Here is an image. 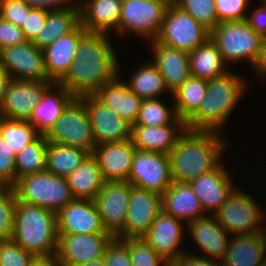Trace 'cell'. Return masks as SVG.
<instances>
[{
	"instance_id": "obj_47",
	"label": "cell",
	"mask_w": 266,
	"mask_h": 266,
	"mask_svg": "<svg viewBox=\"0 0 266 266\" xmlns=\"http://www.w3.org/2000/svg\"><path fill=\"white\" fill-rule=\"evenodd\" d=\"M49 9L33 7L26 16L21 29L27 41H33L45 25Z\"/></svg>"
},
{
	"instance_id": "obj_34",
	"label": "cell",
	"mask_w": 266,
	"mask_h": 266,
	"mask_svg": "<svg viewBox=\"0 0 266 266\" xmlns=\"http://www.w3.org/2000/svg\"><path fill=\"white\" fill-rule=\"evenodd\" d=\"M91 153L83 148L48 142L46 170L61 178L72 173Z\"/></svg>"
},
{
	"instance_id": "obj_8",
	"label": "cell",
	"mask_w": 266,
	"mask_h": 266,
	"mask_svg": "<svg viewBox=\"0 0 266 266\" xmlns=\"http://www.w3.org/2000/svg\"><path fill=\"white\" fill-rule=\"evenodd\" d=\"M210 38V31L190 14L169 4L156 40L166 46L191 52Z\"/></svg>"
},
{
	"instance_id": "obj_22",
	"label": "cell",
	"mask_w": 266,
	"mask_h": 266,
	"mask_svg": "<svg viewBox=\"0 0 266 266\" xmlns=\"http://www.w3.org/2000/svg\"><path fill=\"white\" fill-rule=\"evenodd\" d=\"M74 98L75 96L63 86L51 83L42 93L41 100L34 107L28 121L40 135H46Z\"/></svg>"
},
{
	"instance_id": "obj_23",
	"label": "cell",
	"mask_w": 266,
	"mask_h": 266,
	"mask_svg": "<svg viewBox=\"0 0 266 266\" xmlns=\"http://www.w3.org/2000/svg\"><path fill=\"white\" fill-rule=\"evenodd\" d=\"M151 43L155 56L153 63L161 73L166 88L172 93L191 76L189 54L161 44L157 40Z\"/></svg>"
},
{
	"instance_id": "obj_18",
	"label": "cell",
	"mask_w": 266,
	"mask_h": 266,
	"mask_svg": "<svg viewBox=\"0 0 266 266\" xmlns=\"http://www.w3.org/2000/svg\"><path fill=\"white\" fill-rule=\"evenodd\" d=\"M53 81L11 80L6 89L0 116L28 121L34 107L40 102L42 93Z\"/></svg>"
},
{
	"instance_id": "obj_21",
	"label": "cell",
	"mask_w": 266,
	"mask_h": 266,
	"mask_svg": "<svg viewBox=\"0 0 266 266\" xmlns=\"http://www.w3.org/2000/svg\"><path fill=\"white\" fill-rule=\"evenodd\" d=\"M189 183L201 202L205 213L211 211L215 214L236 189L232 184L230 173H227L222 164Z\"/></svg>"
},
{
	"instance_id": "obj_57",
	"label": "cell",
	"mask_w": 266,
	"mask_h": 266,
	"mask_svg": "<svg viewBox=\"0 0 266 266\" xmlns=\"http://www.w3.org/2000/svg\"><path fill=\"white\" fill-rule=\"evenodd\" d=\"M164 1H166L169 4H174V2H175V0H164Z\"/></svg>"
},
{
	"instance_id": "obj_26",
	"label": "cell",
	"mask_w": 266,
	"mask_h": 266,
	"mask_svg": "<svg viewBox=\"0 0 266 266\" xmlns=\"http://www.w3.org/2000/svg\"><path fill=\"white\" fill-rule=\"evenodd\" d=\"M118 77L119 74L105 83L94 96L132 127L138 117L142 99L131 92L128 85Z\"/></svg>"
},
{
	"instance_id": "obj_49",
	"label": "cell",
	"mask_w": 266,
	"mask_h": 266,
	"mask_svg": "<svg viewBox=\"0 0 266 266\" xmlns=\"http://www.w3.org/2000/svg\"><path fill=\"white\" fill-rule=\"evenodd\" d=\"M26 41L27 39L19 26L0 18V50Z\"/></svg>"
},
{
	"instance_id": "obj_30",
	"label": "cell",
	"mask_w": 266,
	"mask_h": 266,
	"mask_svg": "<svg viewBox=\"0 0 266 266\" xmlns=\"http://www.w3.org/2000/svg\"><path fill=\"white\" fill-rule=\"evenodd\" d=\"M186 129V125H133L131 140L136 149L169 154Z\"/></svg>"
},
{
	"instance_id": "obj_29",
	"label": "cell",
	"mask_w": 266,
	"mask_h": 266,
	"mask_svg": "<svg viewBox=\"0 0 266 266\" xmlns=\"http://www.w3.org/2000/svg\"><path fill=\"white\" fill-rule=\"evenodd\" d=\"M196 245L203 250L209 259L220 261L229 244V234L218 223L214 215L204 216L187 223ZM220 259V260H219Z\"/></svg>"
},
{
	"instance_id": "obj_60",
	"label": "cell",
	"mask_w": 266,
	"mask_h": 266,
	"mask_svg": "<svg viewBox=\"0 0 266 266\" xmlns=\"http://www.w3.org/2000/svg\"><path fill=\"white\" fill-rule=\"evenodd\" d=\"M262 2H263V4H265L266 5V0H261Z\"/></svg>"
},
{
	"instance_id": "obj_9",
	"label": "cell",
	"mask_w": 266,
	"mask_h": 266,
	"mask_svg": "<svg viewBox=\"0 0 266 266\" xmlns=\"http://www.w3.org/2000/svg\"><path fill=\"white\" fill-rule=\"evenodd\" d=\"M168 5L164 0H122L119 34L132 31L140 37L156 40Z\"/></svg>"
},
{
	"instance_id": "obj_6",
	"label": "cell",
	"mask_w": 266,
	"mask_h": 266,
	"mask_svg": "<svg viewBox=\"0 0 266 266\" xmlns=\"http://www.w3.org/2000/svg\"><path fill=\"white\" fill-rule=\"evenodd\" d=\"M210 38L216 44L224 62L247 60L255 68L260 57L262 37L256 34L246 20L220 22Z\"/></svg>"
},
{
	"instance_id": "obj_7",
	"label": "cell",
	"mask_w": 266,
	"mask_h": 266,
	"mask_svg": "<svg viewBox=\"0 0 266 266\" xmlns=\"http://www.w3.org/2000/svg\"><path fill=\"white\" fill-rule=\"evenodd\" d=\"M45 136L48 142L83 148L91 154L96 148L88 112L79 97L68 104Z\"/></svg>"
},
{
	"instance_id": "obj_40",
	"label": "cell",
	"mask_w": 266,
	"mask_h": 266,
	"mask_svg": "<svg viewBox=\"0 0 266 266\" xmlns=\"http://www.w3.org/2000/svg\"><path fill=\"white\" fill-rule=\"evenodd\" d=\"M214 3V0H175L174 5L190 14L209 31H212L220 23Z\"/></svg>"
},
{
	"instance_id": "obj_53",
	"label": "cell",
	"mask_w": 266,
	"mask_h": 266,
	"mask_svg": "<svg viewBox=\"0 0 266 266\" xmlns=\"http://www.w3.org/2000/svg\"><path fill=\"white\" fill-rule=\"evenodd\" d=\"M254 69L258 75H266V37L262 38L260 57Z\"/></svg>"
},
{
	"instance_id": "obj_41",
	"label": "cell",
	"mask_w": 266,
	"mask_h": 266,
	"mask_svg": "<svg viewBox=\"0 0 266 266\" xmlns=\"http://www.w3.org/2000/svg\"><path fill=\"white\" fill-rule=\"evenodd\" d=\"M129 249L131 266H170L161 256H159L143 238H123L120 239Z\"/></svg>"
},
{
	"instance_id": "obj_32",
	"label": "cell",
	"mask_w": 266,
	"mask_h": 266,
	"mask_svg": "<svg viewBox=\"0 0 266 266\" xmlns=\"http://www.w3.org/2000/svg\"><path fill=\"white\" fill-rule=\"evenodd\" d=\"M66 180L74 199L94 200L105 183L97 159L92 154Z\"/></svg>"
},
{
	"instance_id": "obj_24",
	"label": "cell",
	"mask_w": 266,
	"mask_h": 266,
	"mask_svg": "<svg viewBox=\"0 0 266 266\" xmlns=\"http://www.w3.org/2000/svg\"><path fill=\"white\" fill-rule=\"evenodd\" d=\"M88 31L80 24L71 33L62 36L44 49V61L48 77L57 83L76 58V49Z\"/></svg>"
},
{
	"instance_id": "obj_12",
	"label": "cell",
	"mask_w": 266,
	"mask_h": 266,
	"mask_svg": "<svg viewBox=\"0 0 266 266\" xmlns=\"http://www.w3.org/2000/svg\"><path fill=\"white\" fill-rule=\"evenodd\" d=\"M128 182L162 195L173 182L168 154L136 149Z\"/></svg>"
},
{
	"instance_id": "obj_37",
	"label": "cell",
	"mask_w": 266,
	"mask_h": 266,
	"mask_svg": "<svg viewBox=\"0 0 266 266\" xmlns=\"http://www.w3.org/2000/svg\"><path fill=\"white\" fill-rule=\"evenodd\" d=\"M129 81L126 83L129 90L142 100L158 98L159 94L168 90L161 73L153 62L143 65L142 68L135 71Z\"/></svg>"
},
{
	"instance_id": "obj_55",
	"label": "cell",
	"mask_w": 266,
	"mask_h": 266,
	"mask_svg": "<svg viewBox=\"0 0 266 266\" xmlns=\"http://www.w3.org/2000/svg\"><path fill=\"white\" fill-rule=\"evenodd\" d=\"M30 266H58V263L55 257L36 258Z\"/></svg>"
},
{
	"instance_id": "obj_38",
	"label": "cell",
	"mask_w": 266,
	"mask_h": 266,
	"mask_svg": "<svg viewBox=\"0 0 266 266\" xmlns=\"http://www.w3.org/2000/svg\"><path fill=\"white\" fill-rule=\"evenodd\" d=\"M40 134L29 121L13 120L0 116V136L16 156Z\"/></svg>"
},
{
	"instance_id": "obj_44",
	"label": "cell",
	"mask_w": 266,
	"mask_h": 266,
	"mask_svg": "<svg viewBox=\"0 0 266 266\" xmlns=\"http://www.w3.org/2000/svg\"><path fill=\"white\" fill-rule=\"evenodd\" d=\"M215 10L219 22L246 20L245 8L248 0H214Z\"/></svg>"
},
{
	"instance_id": "obj_25",
	"label": "cell",
	"mask_w": 266,
	"mask_h": 266,
	"mask_svg": "<svg viewBox=\"0 0 266 266\" xmlns=\"http://www.w3.org/2000/svg\"><path fill=\"white\" fill-rule=\"evenodd\" d=\"M265 253L266 231L235 235L230 239L220 263L222 266H260L266 259Z\"/></svg>"
},
{
	"instance_id": "obj_4",
	"label": "cell",
	"mask_w": 266,
	"mask_h": 266,
	"mask_svg": "<svg viewBox=\"0 0 266 266\" xmlns=\"http://www.w3.org/2000/svg\"><path fill=\"white\" fill-rule=\"evenodd\" d=\"M229 71L207 81L206 94L198 109L185 121L189 130L220 131L246 91L242 78Z\"/></svg>"
},
{
	"instance_id": "obj_20",
	"label": "cell",
	"mask_w": 266,
	"mask_h": 266,
	"mask_svg": "<svg viewBox=\"0 0 266 266\" xmlns=\"http://www.w3.org/2000/svg\"><path fill=\"white\" fill-rule=\"evenodd\" d=\"M135 151L132 140L128 139L98 144L92 155L105 181H128Z\"/></svg>"
},
{
	"instance_id": "obj_54",
	"label": "cell",
	"mask_w": 266,
	"mask_h": 266,
	"mask_svg": "<svg viewBox=\"0 0 266 266\" xmlns=\"http://www.w3.org/2000/svg\"><path fill=\"white\" fill-rule=\"evenodd\" d=\"M10 75L6 72V70L0 65V107L3 104V100L5 97L6 89L8 83L11 81Z\"/></svg>"
},
{
	"instance_id": "obj_50",
	"label": "cell",
	"mask_w": 266,
	"mask_h": 266,
	"mask_svg": "<svg viewBox=\"0 0 266 266\" xmlns=\"http://www.w3.org/2000/svg\"><path fill=\"white\" fill-rule=\"evenodd\" d=\"M251 14L252 16L246 17V21L251 26L252 30L260 35L262 38L266 37V5L262 4Z\"/></svg>"
},
{
	"instance_id": "obj_58",
	"label": "cell",
	"mask_w": 266,
	"mask_h": 266,
	"mask_svg": "<svg viewBox=\"0 0 266 266\" xmlns=\"http://www.w3.org/2000/svg\"><path fill=\"white\" fill-rule=\"evenodd\" d=\"M260 266H266V259L262 262Z\"/></svg>"
},
{
	"instance_id": "obj_56",
	"label": "cell",
	"mask_w": 266,
	"mask_h": 266,
	"mask_svg": "<svg viewBox=\"0 0 266 266\" xmlns=\"http://www.w3.org/2000/svg\"><path fill=\"white\" fill-rule=\"evenodd\" d=\"M77 266H105V261H104V257L97 259V260H93L90 262H86Z\"/></svg>"
},
{
	"instance_id": "obj_31",
	"label": "cell",
	"mask_w": 266,
	"mask_h": 266,
	"mask_svg": "<svg viewBox=\"0 0 266 266\" xmlns=\"http://www.w3.org/2000/svg\"><path fill=\"white\" fill-rule=\"evenodd\" d=\"M80 24L79 3L76 6L49 10L43 29L32 43L44 49L58 38L74 31Z\"/></svg>"
},
{
	"instance_id": "obj_15",
	"label": "cell",
	"mask_w": 266,
	"mask_h": 266,
	"mask_svg": "<svg viewBox=\"0 0 266 266\" xmlns=\"http://www.w3.org/2000/svg\"><path fill=\"white\" fill-rule=\"evenodd\" d=\"M131 187L128 181H105L94 199L104 229L114 237L124 229Z\"/></svg>"
},
{
	"instance_id": "obj_28",
	"label": "cell",
	"mask_w": 266,
	"mask_h": 266,
	"mask_svg": "<svg viewBox=\"0 0 266 266\" xmlns=\"http://www.w3.org/2000/svg\"><path fill=\"white\" fill-rule=\"evenodd\" d=\"M80 3L81 25L88 32L107 34L115 28L118 33L122 0H81Z\"/></svg>"
},
{
	"instance_id": "obj_52",
	"label": "cell",
	"mask_w": 266,
	"mask_h": 266,
	"mask_svg": "<svg viewBox=\"0 0 266 266\" xmlns=\"http://www.w3.org/2000/svg\"><path fill=\"white\" fill-rule=\"evenodd\" d=\"M24 1L27 2L31 7L53 10V9L70 7L69 2H72L73 0H24Z\"/></svg>"
},
{
	"instance_id": "obj_11",
	"label": "cell",
	"mask_w": 266,
	"mask_h": 266,
	"mask_svg": "<svg viewBox=\"0 0 266 266\" xmlns=\"http://www.w3.org/2000/svg\"><path fill=\"white\" fill-rule=\"evenodd\" d=\"M114 238L110 233L58 234L55 254L58 266H77L103 258Z\"/></svg>"
},
{
	"instance_id": "obj_42",
	"label": "cell",
	"mask_w": 266,
	"mask_h": 266,
	"mask_svg": "<svg viewBox=\"0 0 266 266\" xmlns=\"http://www.w3.org/2000/svg\"><path fill=\"white\" fill-rule=\"evenodd\" d=\"M17 198L12 187H0V237L12 239Z\"/></svg>"
},
{
	"instance_id": "obj_1",
	"label": "cell",
	"mask_w": 266,
	"mask_h": 266,
	"mask_svg": "<svg viewBox=\"0 0 266 266\" xmlns=\"http://www.w3.org/2000/svg\"><path fill=\"white\" fill-rule=\"evenodd\" d=\"M106 35L87 32L77 46L76 58L57 82L75 97L94 95L119 73L117 57Z\"/></svg>"
},
{
	"instance_id": "obj_16",
	"label": "cell",
	"mask_w": 266,
	"mask_h": 266,
	"mask_svg": "<svg viewBox=\"0 0 266 266\" xmlns=\"http://www.w3.org/2000/svg\"><path fill=\"white\" fill-rule=\"evenodd\" d=\"M85 104L96 145L131 139V126L94 95L79 97Z\"/></svg>"
},
{
	"instance_id": "obj_35",
	"label": "cell",
	"mask_w": 266,
	"mask_h": 266,
	"mask_svg": "<svg viewBox=\"0 0 266 266\" xmlns=\"http://www.w3.org/2000/svg\"><path fill=\"white\" fill-rule=\"evenodd\" d=\"M207 89V80L190 76L174 92V108L179 119L186 121L203 101Z\"/></svg>"
},
{
	"instance_id": "obj_19",
	"label": "cell",
	"mask_w": 266,
	"mask_h": 266,
	"mask_svg": "<svg viewBox=\"0 0 266 266\" xmlns=\"http://www.w3.org/2000/svg\"><path fill=\"white\" fill-rule=\"evenodd\" d=\"M58 234L108 233L94 200L73 199L56 213Z\"/></svg>"
},
{
	"instance_id": "obj_5",
	"label": "cell",
	"mask_w": 266,
	"mask_h": 266,
	"mask_svg": "<svg viewBox=\"0 0 266 266\" xmlns=\"http://www.w3.org/2000/svg\"><path fill=\"white\" fill-rule=\"evenodd\" d=\"M12 188L18 201L55 213L74 199L66 178L47 170L19 178Z\"/></svg>"
},
{
	"instance_id": "obj_51",
	"label": "cell",
	"mask_w": 266,
	"mask_h": 266,
	"mask_svg": "<svg viewBox=\"0 0 266 266\" xmlns=\"http://www.w3.org/2000/svg\"><path fill=\"white\" fill-rule=\"evenodd\" d=\"M203 257L184 254L173 266H222L220 261L207 259L206 256Z\"/></svg>"
},
{
	"instance_id": "obj_45",
	"label": "cell",
	"mask_w": 266,
	"mask_h": 266,
	"mask_svg": "<svg viewBox=\"0 0 266 266\" xmlns=\"http://www.w3.org/2000/svg\"><path fill=\"white\" fill-rule=\"evenodd\" d=\"M15 182V155L0 136V187H12Z\"/></svg>"
},
{
	"instance_id": "obj_14",
	"label": "cell",
	"mask_w": 266,
	"mask_h": 266,
	"mask_svg": "<svg viewBox=\"0 0 266 266\" xmlns=\"http://www.w3.org/2000/svg\"><path fill=\"white\" fill-rule=\"evenodd\" d=\"M162 211V196L146 189L131 187L124 229L115 237L140 238Z\"/></svg>"
},
{
	"instance_id": "obj_3",
	"label": "cell",
	"mask_w": 266,
	"mask_h": 266,
	"mask_svg": "<svg viewBox=\"0 0 266 266\" xmlns=\"http://www.w3.org/2000/svg\"><path fill=\"white\" fill-rule=\"evenodd\" d=\"M12 239L35 258L55 257L58 240L56 213L17 200Z\"/></svg>"
},
{
	"instance_id": "obj_10",
	"label": "cell",
	"mask_w": 266,
	"mask_h": 266,
	"mask_svg": "<svg viewBox=\"0 0 266 266\" xmlns=\"http://www.w3.org/2000/svg\"><path fill=\"white\" fill-rule=\"evenodd\" d=\"M263 214L264 212L259 209L252 196L235 189L213 215L221 227L233 236L266 231L259 224Z\"/></svg>"
},
{
	"instance_id": "obj_27",
	"label": "cell",
	"mask_w": 266,
	"mask_h": 266,
	"mask_svg": "<svg viewBox=\"0 0 266 266\" xmlns=\"http://www.w3.org/2000/svg\"><path fill=\"white\" fill-rule=\"evenodd\" d=\"M162 196V210L177 218L190 222L204 217V209L201 202L188 182H172ZM203 212V213H202Z\"/></svg>"
},
{
	"instance_id": "obj_48",
	"label": "cell",
	"mask_w": 266,
	"mask_h": 266,
	"mask_svg": "<svg viewBox=\"0 0 266 266\" xmlns=\"http://www.w3.org/2000/svg\"><path fill=\"white\" fill-rule=\"evenodd\" d=\"M105 266H131L128 247L118 238L107 246L104 256Z\"/></svg>"
},
{
	"instance_id": "obj_36",
	"label": "cell",
	"mask_w": 266,
	"mask_h": 266,
	"mask_svg": "<svg viewBox=\"0 0 266 266\" xmlns=\"http://www.w3.org/2000/svg\"><path fill=\"white\" fill-rule=\"evenodd\" d=\"M48 141L45 135H39L15 156L16 181L27 175L46 170Z\"/></svg>"
},
{
	"instance_id": "obj_2",
	"label": "cell",
	"mask_w": 266,
	"mask_h": 266,
	"mask_svg": "<svg viewBox=\"0 0 266 266\" xmlns=\"http://www.w3.org/2000/svg\"><path fill=\"white\" fill-rule=\"evenodd\" d=\"M220 132L186 129L168 154L174 182H190L215 169L226 149Z\"/></svg>"
},
{
	"instance_id": "obj_13",
	"label": "cell",
	"mask_w": 266,
	"mask_h": 266,
	"mask_svg": "<svg viewBox=\"0 0 266 266\" xmlns=\"http://www.w3.org/2000/svg\"><path fill=\"white\" fill-rule=\"evenodd\" d=\"M0 65L18 81H52L47 74L43 49L32 41L0 50Z\"/></svg>"
},
{
	"instance_id": "obj_43",
	"label": "cell",
	"mask_w": 266,
	"mask_h": 266,
	"mask_svg": "<svg viewBox=\"0 0 266 266\" xmlns=\"http://www.w3.org/2000/svg\"><path fill=\"white\" fill-rule=\"evenodd\" d=\"M36 258L24 250L13 239L2 242L0 247V266H30Z\"/></svg>"
},
{
	"instance_id": "obj_17",
	"label": "cell",
	"mask_w": 266,
	"mask_h": 266,
	"mask_svg": "<svg viewBox=\"0 0 266 266\" xmlns=\"http://www.w3.org/2000/svg\"><path fill=\"white\" fill-rule=\"evenodd\" d=\"M181 222L162 210L149 230L141 237L170 266L184 255L178 246L183 239Z\"/></svg>"
},
{
	"instance_id": "obj_33",
	"label": "cell",
	"mask_w": 266,
	"mask_h": 266,
	"mask_svg": "<svg viewBox=\"0 0 266 266\" xmlns=\"http://www.w3.org/2000/svg\"><path fill=\"white\" fill-rule=\"evenodd\" d=\"M189 54L190 74L192 77L211 80L228 72L225 62L216 44L208 38Z\"/></svg>"
},
{
	"instance_id": "obj_59",
	"label": "cell",
	"mask_w": 266,
	"mask_h": 266,
	"mask_svg": "<svg viewBox=\"0 0 266 266\" xmlns=\"http://www.w3.org/2000/svg\"><path fill=\"white\" fill-rule=\"evenodd\" d=\"M3 241H4V239H2V238L0 237V247H1Z\"/></svg>"
},
{
	"instance_id": "obj_46",
	"label": "cell",
	"mask_w": 266,
	"mask_h": 266,
	"mask_svg": "<svg viewBox=\"0 0 266 266\" xmlns=\"http://www.w3.org/2000/svg\"><path fill=\"white\" fill-rule=\"evenodd\" d=\"M31 7L24 0H0V14L5 21L21 27Z\"/></svg>"
},
{
	"instance_id": "obj_39",
	"label": "cell",
	"mask_w": 266,
	"mask_h": 266,
	"mask_svg": "<svg viewBox=\"0 0 266 266\" xmlns=\"http://www.w3.org/2000/svg\"><path fill=\"white\" fill-rule=\"evenodd\" d=\"M172 107L168 108L158 98L143 99L134 125H186L185 121L178 118L174 106Z\"/></svg>"
}]
</instances>
